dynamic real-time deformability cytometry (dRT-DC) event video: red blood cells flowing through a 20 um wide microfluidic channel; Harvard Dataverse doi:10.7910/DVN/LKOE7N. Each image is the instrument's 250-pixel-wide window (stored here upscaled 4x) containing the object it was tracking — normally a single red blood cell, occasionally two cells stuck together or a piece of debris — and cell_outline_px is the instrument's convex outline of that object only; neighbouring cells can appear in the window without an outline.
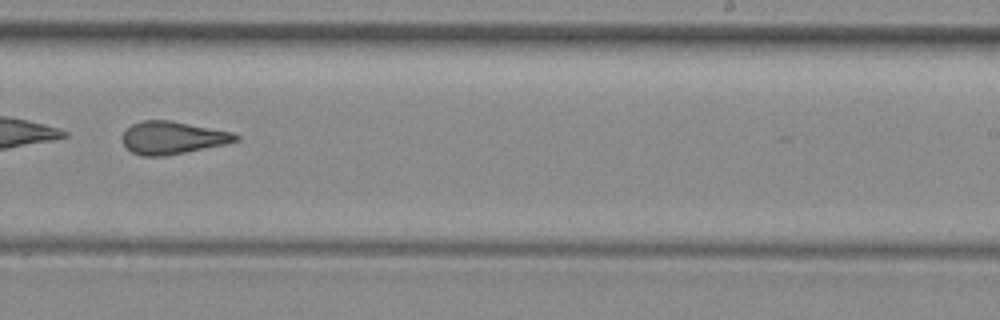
{"species": "common noctule bat (a hibernating species)", "species_latin": "Nyctalus noctula", "temperature_condition": "room temperature", "stored_images_in_passage": 35, "camera_frame_rate_fps": 3000, "um_per_image_px": 0.085, "animal": {"sex": "female", "body_mass_g": 29.2, "forearm_length_mm": 56.3}, "frame": {"image": 1, "passage_image": 16, "time_ms": 5.0, "image_size_px": [1000, 320], "cell_outline_px": [[240, 140], [224, 144], [164, 156], [144, 156], [132, 152], [120, 140], [124, 132], [132, 124], [144, 120], [168, 120], [232, 132], [240, 136]], "centroid_in_image_um": [14.65, 11.7], "position_along_channel_um": 274.4, "area_um2": 21.27}}